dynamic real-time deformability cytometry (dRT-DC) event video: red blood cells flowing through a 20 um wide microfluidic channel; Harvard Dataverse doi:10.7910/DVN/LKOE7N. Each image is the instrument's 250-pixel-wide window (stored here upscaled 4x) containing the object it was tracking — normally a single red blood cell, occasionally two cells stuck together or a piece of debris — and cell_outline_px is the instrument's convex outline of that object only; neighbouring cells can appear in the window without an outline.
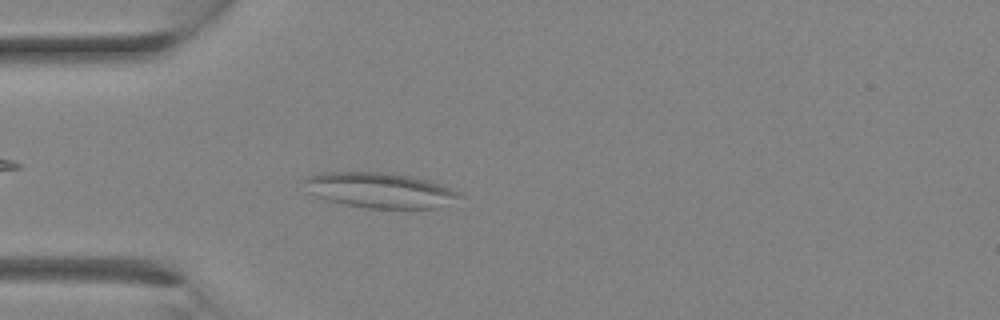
{"species": "Egyptian fruit bat (a non-hibernating species)", "species_latin": "Rousettus aegyptiacus", "temperature_condition": "room temperature", "stored_images_in_passage": 11, "camera_frame_rate_fps": 3000, "um_per_image_px": 0.085, "animal": {"sex": "female"}, "frame": {"image": 1, "passage_image": 7, "time_ms": 2.0, "image_size_px": [1000, 320], "cell_outline_px": [[464, 196], [432, 208], [368, 208], [344, 204], [328, 200], [316, 196], [308, 192], [300, 180], [304, 176], [320, 172], [380, 172], [412, 176], [428, 180], [440, 184], [460, 192]], "centroid_in_image_um": [32.18, 16.15], "position_along_channel_um": 52.8, "area_um2": 31.91}}